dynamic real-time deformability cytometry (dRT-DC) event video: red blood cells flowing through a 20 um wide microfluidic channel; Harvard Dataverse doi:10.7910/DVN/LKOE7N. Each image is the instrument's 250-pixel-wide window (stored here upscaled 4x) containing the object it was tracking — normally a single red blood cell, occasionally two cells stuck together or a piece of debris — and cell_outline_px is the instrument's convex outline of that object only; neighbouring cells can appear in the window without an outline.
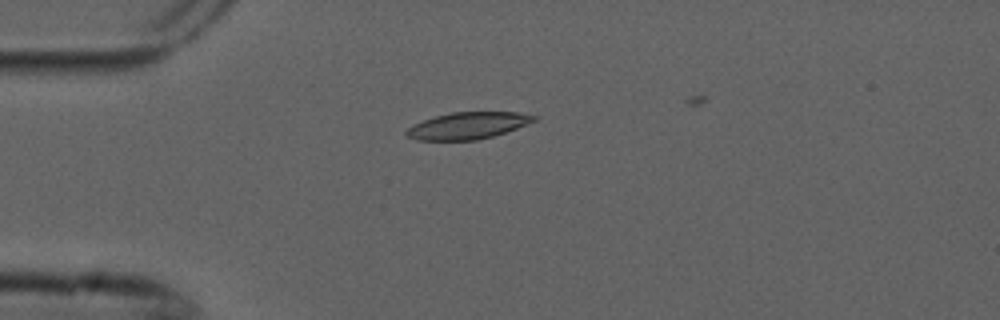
{"species": "common noctule bat (a hibernating species)", "species_latin": "Nyctalus noctula", "temperature_condition": "cold", "stored_images_in_passage": 3, "camera_frame_rate_fps": 3000, "um_per_image_px": 0.085, "animal": {"sex": "male", "forearm_length_mm": 52.5}, "frame": {"image": 1, "passage_image": 3, "time_ms": 0.667, "image_size_px": [1000, 320], "cell_outline_px": [[540, 116], [536, 120], [516, 128], [492, 136], [476, 140], [416, 140], [408, 136], [404, 132], [412, 124], [436, 116], [452, 112], [520, 112]], "centroid_in_image_um": [39.77, 10.67], "position_along_channel_um": 45.2, "area_um2": 19.83}}